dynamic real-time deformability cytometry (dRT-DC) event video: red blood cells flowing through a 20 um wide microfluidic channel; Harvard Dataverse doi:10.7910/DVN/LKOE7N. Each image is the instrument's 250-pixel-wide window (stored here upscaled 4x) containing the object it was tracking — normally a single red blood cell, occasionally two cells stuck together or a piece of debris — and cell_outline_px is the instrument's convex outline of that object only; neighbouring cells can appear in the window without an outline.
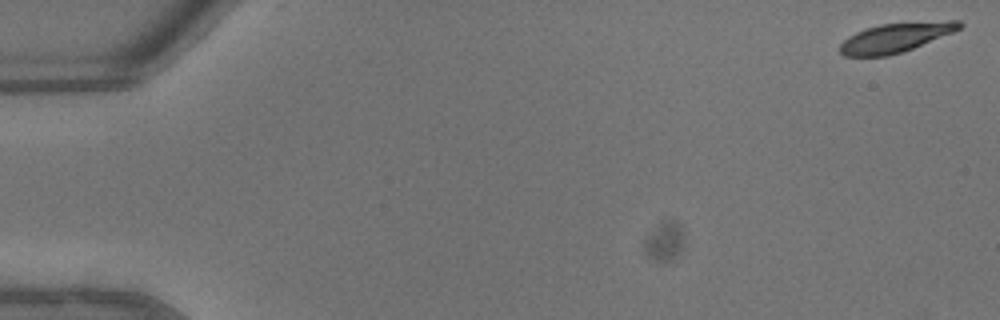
{"species": "common noctule bat (a hibernating species)", "species_latin": "Nyctalus noctula", "temperature_condition": "warm", "stored_images_in_passage": 45, "camera_frame_rate_fps": 3000, "um_per_image_px": 0.085, "animal": {"sex": "male", "body_mass_g": 13.3}, "frame": {"image": 1, "passage_image": 1, "time_ms": 0.0, "image_size_px": [1000, 320], "cell_outline_px": [[964, 24], [960, 28], [952, 32], [912, 48], [888, 56], [844, 56], [840, 52], [840, 44], [848, 36], [856, 32], [880, 24], [948, 20], [960, 20]], "centroid_in_image_um": [76.11, 3.19], "position_along_channel_um": 8.9, "area_um2": 20.11}}
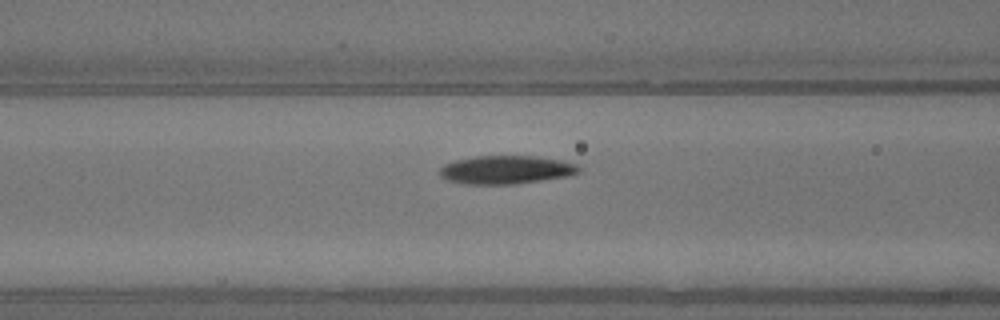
{"frame": {"image": 2, "passage_image": 19, "time_ms": 6.0, "image_size_px": [1000, 320], "cell_outline_px": [[580, 172], [568, 176], [512, 184], [464, 184], [448, 180], [440, 176], [440, 168], [444, 164], [456, 160], [476, 156], [536, 156], [564, 160], [576, 164], [580, 168]], "centroid_in_image_um": [43.02, 14.42], "position_along_channel_um": 123.6, "area_um2": 22.95}}
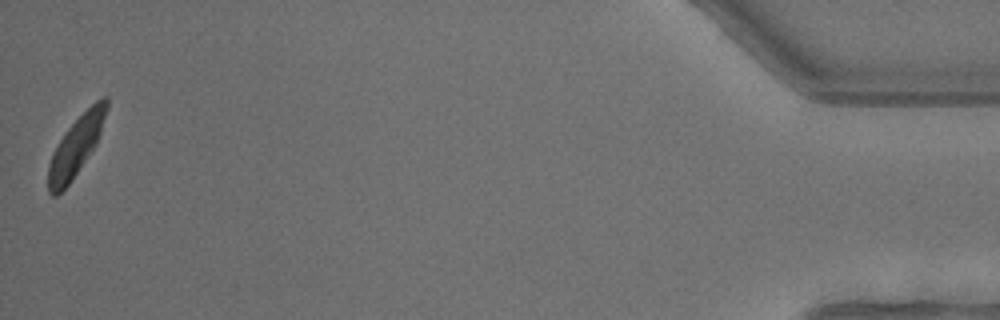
{"frame": {"image": 3, "passage_image": 45, "time_ms": 14.667, "image_size_px": [1000, 320], "cell_outline_px": [[108, 108], [96, 144], [72, 180], [56, 196], [52, 196], [48, 192], [48, 164], [52, 152], [64, 132], [96, 100], [104, 96], [108, 96]], "centroid_in_image_um": [6.44, 12.43], "position_along_channel_um": 428.8, "area_um2": 19.88}, "authors_computed_cell_mechanics": {"area_um2": 21.964, "velocity_mm_per_s": 4.6074, "shape_relaxation_time_tau1_ms": 1.7875, "shape_relaxation_time_tau2_ms": 7.1444, "deformation_change_tau1": 0.1442, "deformation_change_tau2": 0.1091}}